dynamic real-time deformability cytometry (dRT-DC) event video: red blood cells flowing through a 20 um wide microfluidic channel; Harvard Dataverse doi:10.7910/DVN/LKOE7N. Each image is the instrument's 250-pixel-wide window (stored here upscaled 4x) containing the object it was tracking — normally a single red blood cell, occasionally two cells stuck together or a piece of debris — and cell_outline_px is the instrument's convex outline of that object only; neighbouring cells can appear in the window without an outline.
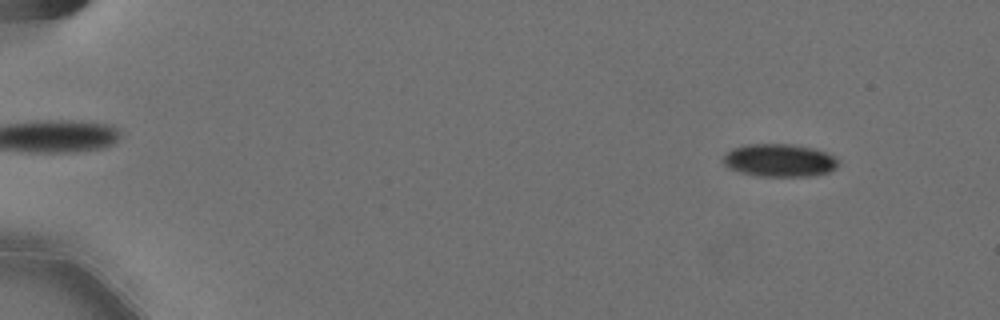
{"species": "Egyptian fruit bat (a non-hibernating species)", "species_latin": "Rousettus aegyptiacus", "temperature_condition": "cold", "stored_images_in_passage": 58, "camera_frame_rate_fps": 3000, "um_per_image_px": 0.085, "animal": {"sex": "female"}, "frame": {"image": 1, "passage_image": 6, "time_ms": 1.667, "image_size_px": [1000, 320], "cell_outline_px": [[840, 164], [836, 168], [828, 172], [812, 176], [756, 176], [740, 172], [728, 168], [720, 160], [724, 152], [732, 148], [744, 144], [792, 144], [816, 148], [836, 156]], "centroid_in_image_um": [66.23, 13.62], "position_along_channel_um": 18.8, "area_um2": 22.6}}
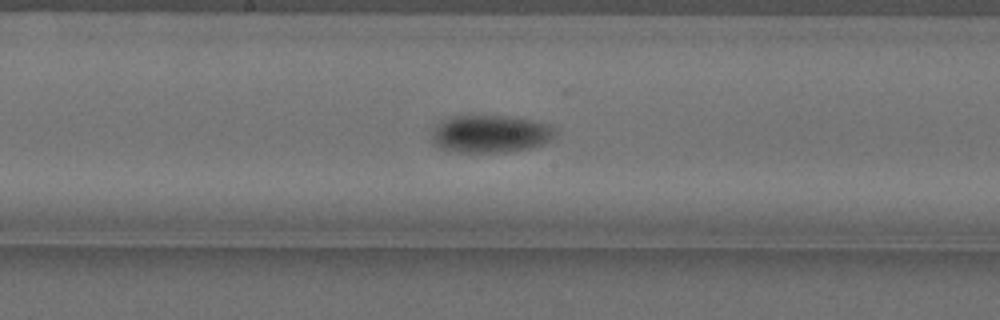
{"frame": {"image": 2, "passage_image": 32, "time_ms": 10.333, "image_size_px": [1000, 320], "cell_outline_px": [[556, 132], [544, 144], [532, 148], [508, 152], [456, 152], [436, 148], [432, 144], [432, 132], [436, 124], [452, 116], [504, 116], [532, 120], [548, 124]], "centroid_in_image_um": [41.62, 11.4], "position_along_channel_um": 206.6, "area_um2": 27.11}}
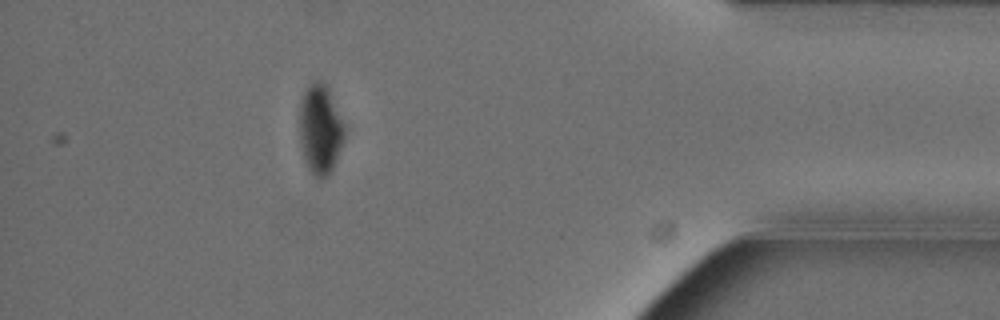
{"frame": {"image": 3, "passage_image": 52, "time_ms": 17.0, "image_size_px": [1000, 320], "cell_outline_px": [[344, 140], [332, 168], [328, 176], [324, 180], [316, 180], [308, 168], [304, 160], [300, 144], [300, 100], [304, 92], [316, 80], [324, 84], [328, 88], [344, 124]], "centroid_in_image_um": [27.21, 11.06], "position_along_channel_um": 408.0, "area_um2": 23.35}, "authors_computed_cell_mechanics": {"area_um2": 24.5939, "velocity_mm_per_s": 3.587, "shape_relaxation_time_tau1_ms": 3.0103, "shape_relaxation_time_tau2_ms": null, "deformation_change_tau1": 0.1206, "deformation_change_tau2": null}}